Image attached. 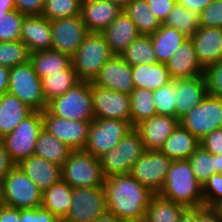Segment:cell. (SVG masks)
I'll list each match as a JSON object with an SVG mask.
<instances>
[{"label": "cell", "instance_id": "obj_54", "mask_svg": "<svg viewBox=\"0 0 222 222\" xmlns=\"http://www.w3.org/2000/svg\"><path fill=\"white\" fill-rule=\"evenodd\" d=\"M199 222H222V219L213 208L204 206L199 208Z\"/></svg>", "mask_w": 222, "mask_h": 222}, {"label": "cell", "instance_id": "obj_44", "mask_svg": "<svg viewBox=\"0 0 222 222\" xmlns=\"http://www.w3.org/2000/svg\"><path fill=\"white\" fill-rule=\"evenodd\" d=\"M207 94L222 100V60L204 69Z\"/></svg>", "mask_w": 222, "mask_h": 222}, {"label": "cell", "instance_id": "obj_26", "mask_svg": "<svg viewBox=\"0 0 222 222\" xmlns=\"http://www.w3.org/2000/svg\"><path fill=\"white\" fill-rule=\"evenodd\" d=\"M199 147L200 140L179 123L160 151L170 160L176 161L188 159Z\"/></svg>", "mask_w": 222, "mask_h": 222}, {"label": "cell", "instance_id": "obj_45", "mask_svg": "<svg viewBox=\"0 0 222 222\" xmlns=\"http://www.w3.org/2000/svg\"><path fill=\"white\" fill-rule=\"evenodd\" d=\"M204 206L212 208L222 200V174H213L203 184Z\"/></svg>", "mask_w": 222, "mask_h": 222}, {"label": "cell", "instance_id": "obj_41", "mask_svg": "<svg viewBox=\"0 0 222 222\" xmlns=\"http://www.w3.org/2000/svg\"><path fill=\"white\" fill-rule=\"evenodd\" d=\"M176 79L153 91L156 115L176 117Z\"/></svg>", "mask_w": 222, "mask_h": 222}, {"label": "cell", "instance_id": "obj_50", "mask_svg": "<svg viewBox=\"0 0 222 222\" xmlns=\"http://www.w3.org/2000/svg\"><path fill=\"white\" fill-rule=\"evenodd\" d=\"M150 6V9L163 24L176 5V0H146Z\"/></svg>", "mask_w": 222, "mask_h": 222}, {"label": "cell", "instance_id": "obj_12", "mask_svg": "<svg viewBox=\"0 0 222 222\" xmlns=\"http://www.w3.org/2000/svg\"><path fill=\"white\" fill-rule=\"evenodd\" d=\"M172 160L160 150H146L133 165L130 174L152 193L159 194Z\"/></svg>", "mask_w": 222, "mask_h": 222}, {"label": "cell", "instance_id": "obj_38", "mask_svg": "<svg viewBox=\"0 0 222 222\" xmlns=\"http://www.w3.org/2000/svg\"><path fill=\"white\" fill-rule=\"evenodd\" d=\"M163 24L175 28L188 38H191L200 27L199 15L177 3Z\"/></svg>", "mask_w": 222, "mask_h": 222}, {"label": "cell", "instance_id": "obj_30", "mask_svg": "<svg viewBox=\"0 0 222 222\" xmlns=\"http://www.w3.org/2000/svg\"><path fill=\"white\" fill-rule=\"evenodd\" d=\"M150 36L157 56V62L161 64H166L177 48L188 39L180 31L164 24Z\"/></svg>", "mask_w": 222, "mask_h": 222}, {"label": "cell", "instance_id": "obj_14", "mask_svg": "<svg viewBox=\"0 0 222 222\" xmlns=\"http://www.w3.org/2000/svg\"><path fill=\"white\" fill-rule=\"evenodd\" d=\"M91 95L95 119H117L131 122L130 95L94 84Z\"/></svg>", "mask_w": 222, "mask_h": 222}, {"label": "cell", "instance_id": "obj_47", "mask_svg": "<svg viewBox=\"0 0 222 222\" xmlns=\"http://www.w3.org/2000/svg\"><path fill=\"white\" fill-rule=\"evenodd\" d=\"M21 222H60V219L43 207L20 209Z\"/></svg>", "mask_w": 222, "mask_h": 222}, {"label": "cell", "instance_id": "obj_49", "mask_svg": "<svg viewBox=\"0 0 222 222\" xmlns=\"http://www.w3.org/2000/svg\"><path fill=\"white\" fill-rule=\"evenodd\" d=\"M45 0H14L15 10L25 16L42 15Z\"/></svg>", "mask_w": 222, "mask_h": 222}, {"label": "cell", "instance_id": "obj_35", "mask_svg": "<svg viewBox=\"0 0 222 222\" xmlns=\"http://www.w3.org/2000/svg\"><path fill=\"white\" fill-rule=\"evenodd\" d=\"M186 209L185 206L156 194L150 200L144 222H179Z\"/></svg>", "mask_w": 222, "mask_h": 222}, {"label": "cell", "instance_id": "obj_32", "mask_svg": "<svg viewBox=\"0 0 222 222\" xmlns=\"http://www.w3.org/2000/svg\"><path fill=\"white\" fill-rule=\"evenodd\" d=\"M72 149L50 134L45 128L40 132L33 155L62 167Z\"/></svg>", "mask_w": 222, "mask_h": 222}, {"label": "cell", "instance_id": "obj_33", "mask_svg": "<svg viewBox=\"0 0 222 222\" xmlns=\"http://www.w3.org/2000/svg\"><path fill=\"white\" fill-rule=\"evenodd\" d=\"M123 10L135 23L141 35H152L162 25L146 0H131Z\"/></svg>", "mask_w": 222, "mask_h": 222}, {"label": "cell", "instance_id": "obj_22", "mask_svg": "<svg viewBox=\"0 0 222 222\" xmlns=\"http://www.w3.org/2000/svg\"><path fill=\"white\" fill-rule=\"evenodd\" d=\"M191 40L193 41L198 61L204 69L222 60L221 28L199 27L191 37Z\"/></svg>", "mask_w": 222, "mask_h": 222}, {"label": "cell", "instance_id": "obj_57", "mask_svg": "<svg viewBox=\"0 0 222 222\" xmlns=\"http://www.w3.org/2000/svg\"><path fill=\"white\" fill-rule=\"evenodd\" d=\"M93 222H124V221L119 219L113 213L106 212L97 219H95Z\"/></svg>", "mask_w": 222, "mask_h": 222}, {"label": "cell", "instance_id": "obj_61", "mask_svg": "<svg viewBox=\"0 0 222 222\" xmlns=\"http://www.w3.org/2000/svg\"><path fill=\"white\" fill-rule=\"evenodd\" d=\"M212 208L222 219V200L218 202L217 204H215Z\"/></svg>", "mask_w": 222, "mask_h": 222}, {"label": "cell", "instance_id": "obj_59", "mask_svg": "<svg viewBox=\"0 0 222 222\" xmlns=\"http://www.w3.org/2000/svg\"><path fill=\"white\" fill-rule=\"evenodd\" d=\"M216 173L222 174V154L215 155Z\"/></svg>", "mask_w": 222, "mask_h": 222}, {"label": "cell", "instance_id": "obj_63", "mask_svg": "<svg viewBox=\"0 0 222 222\" xmlns=\"http://www.w3.org/2000/svg\"><path fill=\"white\" fill-rule=\"evenodd\" d=\"M124 222H144V221H124Z\"/></svg>", "mask_w": 222, "mask_h": 222}, {"label": "cell", "instance_id": "obj_1", "mask_svg": "<svg viewBox=\"0 0 222 222\" xmlns=\"http://www.w3.org/2000/svg\"><path fill=\"white\" fill-rule=\"evenodd\" d=\"M103 186L107 212L122 221H144L154 193L130 173L105 178Z\"/></svg>", "mask_w": 222, "mask_h": 222}, {"label": "cell", "instance_id": "obj_56", "mask_svg": "<svg viewBox=\"0 0 222 222\" xmlns=\"http://www.w3.org/2000/svg\"><path fill=\"white\" fill-rule=\"evenodd\" d=\"M179 222H199V208H187L181 215Z\"/></svg>", "mask_w": 222, "mask_h": 222}, {"label": "cell", "instance_id": "obj_23", "mask_svg": "<svg viewBox=\"0 0 222 222\" xmlns=\"http://www.w3.org/2000/svg\"><path fill=\"white\" fill-rule=\"evenodd\" d=\"M172 79L191 78L204 74L191 38L186 39L165 64Z\"/></svg>", "mask_w": 222, "mask_h": 222}, {"label": "cell", "instance_id": "obj_11", "mask_svg": "<svg viewBox=\"0 0 222 222\" xmlns=\"http://www.w3.org/2000/svg\"><path fill=\"white\" fill-rule=\"evenodd\" d=\"M179 123L198 140L222 128V100L207 94Z\"/></svg>", "mask_w": 222, "mask_h": 222}, {"label": "cell", "instance_id": "obj_5", "mask_svg": "<svg viewBox=\"0 0 222 222\" xmlns=\"http://www.w3.org/2000/svg\"><path fill=\"white\" fill-rule=\"evenodd\" d=\"M62 180L74 188L104 187V176L98 157L85 150H72L61 167Z\"/></svg>", "mask_w": 222, "mask_h": 222}, {"label": "cell", "instance_id": "obj_39", "mask_svg": "<svg viewBox=\"0 0 222 222\" xmlns=\"http://www.w3.org/2000/svg\"><path fill=\"white\" fill-rule=\"evenodd\" d=\"M30 51L21 40L0 42V65L12 68L30 61Z\"/></svg>", "mask_w": 222, "mask_h": 222}, {"label": "cell", "instance_id": "obj_58", "mask_svg": "<svg viewBox=\"0 0 222 222\" xmlns=\"http://www.w3.org/2000/svg\"><path fill=\"white\" fill-rule=\"evenodd\" d=\"M15 10L14 0H0V12H11Z\"/></svg>", "mask_w": 222, "mask_h": 222}, {"label": "cell", "instance_id": "obj_19", "mask_svg": "<svg viewBox=\"0 0 222 222\" xmlns=\"http://www.w3.org/2000/svg\"><path fill=\"white\" fill-rule=\"evenodd\" d=\"M178 124L176 117L154 115L141 121L134 129L140 134L146 150H160Z\"/></svg>", "mask_w": 222, "mask_h": 222}, {"label": "cell", "instance_id": "obj_3", "mask_svg": "<svg viewBox=\"0 0 222 222\" xmlns=\"http://www.w3.org/2000/svg\"><path fill=\"white\" fill-rule=\"evenodd\" d=\"M113 55L102 33L89 32L71 57V63L80 80L93 81Z\"/></svg>", "mask_w": 222, "mask_h": 222}, {"label": "cell", "instance_id": "obj_9", "mask_svg": "<svg viewBox=\"0 0 222 222\" xmlns=\"http://www.w3.org/2000/svg\"><path fill=\"white\" fill-rule=\"evenodd\" d=\"M1 181L4 205L17 209L41 207L42 191L17 165Z\"/></svg>", "mask_w": 222, "mask_h": 222}, {"label": "cell", "instance_id": "obj_4", "mask_svg": "<svg viewBox=\"0 0 222 222\" xmlns=\"http://www.w3.org/2000/svg\"><path fill=\"white\" fill-rule=\"evenodd\" d=\"M47 110L54 116L79 121H93L91 81H80L62 96L48 102Z\"/></svg>", "mask_w": 222, "mask_h": 222}, {"label": "cell", "instance_id": "obj_52", "mask_svg": "<svg viewBox=\"0 0 222 222\" xmlns=\"http://www.w3.org/2000/svg\"><path fill=\"white\" fill-rule=\"evenodd\" d=\"M0 222H21L20 209L6 205L0 206Z\"/></svg>", "mask_w": 222, "mask_h": 222}, {"label": "cell", "instance_id": "obj_40", "mask_svg": "<svg viewBox=\"0 0 222 222\" xmlns=\"http://www.w3.org/2000/svg\"><path fill=\"white\" fill-rule=\"evenodd\" d=\"M196 179L203 185L209 177L216 174L215 155L201 146L187 159Z\"/></svg>", "mask_w": 222, "mask_h": 222}, {"label": "cell", "instance_id": "obj_8", "mask_svg": "<svg viewBox=\"0 0 222 222\" xmlns=\"http://www.w3.org/2000/svg\"><path fill=\"white\" fill-rule=\"evenodd\" d=\"M44 128L41 111H34L22 120L3 141L11 160L17 165L20 161L33 155L40 132Z\"/></svg>", "mask_w": 222, "mask_h": 222}, {"label": "cell", "instance_id": "obj_16", "mask_svg": "<svg viewBox=\"0 0 222 222\" xmlns=\"http://www.w3.org/2000/svg\"><path fill=\"white\" fill-rule=\"evenodd\" d=\"M52 49L72 57L89 33L80 15L51 21Z\"/></svg>", "mask_w": 222, "mask_h": 222}, {"label": "cell", "instance_id": "obj_20", "mask_svg": "<svg viewBox=\"0 0 222 222\" xmlns=\"http://www.w3.org/2000/svg\"><path fill=\"white\" fill-rule=\"evenodd\" d=\"M207 95L204 75L176 79V118L180 121Z\"/></svg>", "mask_w": 222, "mask_h": 222}, {"label": "cell", "instance_id": "obj_21", "mask_svg": "<svg viewBox=\"0 0 222 222\" xmlns=\"http://www.w3.org/2000/svg\"><path fill=\"white\" fill-rule=\"evenodd\" d=\"M20 40L28 47L30 53L51 49V21L42 15L24 16Z\"/></svg>", "mask_w": 222, "mask_h": 222}, {"label": "cell", "instance_id": "obj_43", "mask_svg": "<svg viewBox=\"0 0 222 222\" xmlns=\"http://www.w3.org/2000/svg\"><path fill=\"white\" fill-rule=\"evenodd\" d=\"M24 16L16 10L0 12V42L20 40Z\"/></svg>", "mask_w": 222, "mask_h": 222}, {"label": "cell", "instance_id": "obj_36", "mask_svg": "<svg viewBox=\"0 0 222 222\" xmlns=\"http://www.w3.org/2000/svg\"><path fill=\"white\" fill-rule=\"evenodd\" d=\"M130 66L153 64L157 56L150 35H140L120 55Z\"/></svg>", "mask_w": 222, "mask_h": 222}, {"label": "cell", "instance_id": "obj_60", "mask_svg": "<svg viewBox=\"0 0 222 222\" xmlns=\"http://www.w3.org/2000/svg\"><path fill=\"white\" fill-rule=\"evenodd\" d=\"M109 1H111L113 4L118 5L121 9H124L131 0H109Z\"/></svg>", "mask_w": 222, "mask_h": 222}, {"label": "cell", "instance_id": "obj_27", "mask_svg": "<svg viewBox=\"0 0 222 222\" xmlns=\"http://www.w3.org/2000/svg\"><path fill=\"white\" fill-rule=\"evenodd\" d=\"M34 110L23 103L18 97L10 93L0 96V139L22 121L30 116Z\"/></svg>", "mask_w": 222, "mask_h": 222}, {"label": "cell", "instance_id": "obj_25", "mask_svg": "<svg viewBox=\"0 0 222 222\" xmlns=\"http://www.w3.org/2000/svg\"><path fill=\"white\" fill-rule=\"evenodd\" d=\"M101 33L104 35L106 43L114 55H121L141 35L135 23L124 10Z\"/></svg>", "mask_w": 222, "mask_h": 222}, {"label": "cell", "instance_id": "obj_28", "mask_svg": "<svg viewBox=\"0 0 222 222\" xmlns=\"http://www.w3.org/2000/svg\"><path fill=\"white\" fill-rule=\"evenodd\" d=\"M131 75L135 89L142 88L151 91H155L173 80L165 64L159 62L133 65Z\"/></svg>", "mask_w": 222, "mask_h": 222}, {"label": "cell", "instance_id": "obj_13", "mask_svg": "<svg viewBox=\"0 0 222 222\" xmlns=\"http://www.w3.org/2000/svg\"><path fill=\"white\" fill-rule=\"evenodd\" d=\"M107 212L104 187H81L72 191V203L64 222H93Z\"/></svg>", "mask_w": 222, "mask_h": 222}, {"label": "cell", "instance_id": "obj_42", "mask_svg": "<svg viewBox=\"0 0 222 222\" xmlns=\"http://www.w3.org/2000/svg\"><path fill=\"white\" fill-rule=\"evenodd\" d=\"M82 0H45L42 16L50 21L80 15Z\"/></svg>", "mask_w": 222, "mask_h": 222}, {"label": "cell", "instance_id": "obj_55", "mask_svg": "<svg viewBox=\"0 0 222 222\" xmlns=\"http://www.w3.org/2000/svg\"><path fill=\"white\" fill-rule=\"evenodd\" d=\"M10 69L0 65V96L8 93Z\"/></svg>", "mask_w": 222, "mask_h": 222}, {"label": "cell", "instance_id": "obj_31", "mask_svg": "<svg viewBox=\"0 0 222 222\" xmlns=\"http://www.w3.org/2000/svg\"><path fill=\"white\" fill-rule=\"evenodd\" d=\"M30 62L40 79L50 73L67 70L72 65L69 55L52 48L31 53Z\"/></svg>", "mask_w": 222, "mask_h": 222}, {"label": "cell", "instance_id": "obj_46", "mask_svg": "<svg viewBox=\"0 0 222 222\" xmlns=\"http://www.w3.org/2000/svg\"><path fill=\"white\" fill-rule=\"evenodd\" d=\"M199 25L222 29V0H213L201 11Z\"/></svg>", "mask_w": 222, "mask_h": 222}, {"label": "cell", "instance_id": "obj_7", "mask_svg": "<svg viewBox=\"0 0 222 222\" xmlns=\"http://www.w3.org/2000/svg\"><path fill=\"white\" fill-rule=\"evenodd\" d=\"M8 93L18 97L34 111L47 109L41 80L30 61L10 68Z\"/></svg>", "mask_w": 222, "mask_h": 222}, {"label": "cell", "instance_id": "obj_10", "mask_svg": "<svg viewBox=\"0 0 222 222\" xmlns=\"http://www.w3.org/2000/svg\"><path fill=\"white\" fill-rule=\"evenodd\" d=\"M134 127L131 122L117 119H94L89 127L85 151L100 157L118 145Z\"/></svg>", "mask_w": 222, "mask_h": 222}, {"label": "cell", "instance_id": "obj_6", "mask_svg": "<svg viewBox=\"0 0 222 222\" xmlns=\"http://www.w3.org/2000/svg\"><path fill=\"white\" fill-rule=\"evenodd\" d=\"M145 151L140 134L132 129L117 146L99 157L104 178L130 173L137 159Z\"/></svg>", "mask_w": 222, "mask_h": 222}, {"label": "cell", "instance_id": "obj_2", "mask_svg": "<svg viewBox=\"0 0 222 222\" xmlns=\"http://www.w3.org/2000/svg\"><path fill=\"white\" fill-rule=\"evenodd\" d=\"M158 195L186 208L204 207L203 185L196 179L187 159L172 161Z\"/></svg>", "mask_w": 222, "mask_h": 222}, {"label": "cell", "instance_id": "obj_53", "mask_svg": "<svg viewBox=\"0 0 222 222\" xmlns=\"http://www.w3.org/2000/svg\"><path fill=\"white\" fill-rule=\"evenodd\" d=\"M213 0H176L177 4L200 15L201 11Z\"/></svg>", "mask_w": 222, "mask_h": 222}, {"label": "cell", "instance_id": "obj_34", "mask_svg": "<svg viewBox=\"0 0 222 222\" xmlns=\"http://www.w3.org/2000/svg\"><path fill=\"white\" fill-rule=\"evenodd\" d=\"M40 80L47 103L56 97L62 96L81 81L72 65L67 70L50 73Z\"/></svg>", "mask_w": 222, "mask_h": 222}, {"label": "cell", "instance_id": "obj_29", "mask_svg": "<svg viewBox=\"0 0 222 222\" xmlns=\"http://www.w3.org/2000/svg\"><path fill=\"white\" fill-rule=\"evenodd\" d=\"M73 188L62 179L42 192L41 207L49 210L62 220L72 203Z\"/></svg>", "mask_w": 222, "mask_h": 222}, {"label": "cell", "instance_id": "obj_18", "mask_svg": "<svg viewBox=\"0 0 222 222\" xmlns=\"http://www.w3.org/2000/svg\"><path fill=\"white\" fill-rule=\"evenodd\" d=\"M122 11L109 0H82L80 17L88 32L101 33Z\"/></svg>", "mask_w": 222, "mask_h": 222}, {"label": "cell", "instance_id": "obj_24", "mask_svg": "<svg viewBox=\"0 0 222 222\" xmlns=\"http://www.w3.org/2000/svg\"><path fill=\"white\" fill-rule=\"evenodd\" d=\"M17 166L42 192L62 179L61 166L36 155L23 159Z\"/></svg>", "mask_w": 222, "mask_h": 222}, {"label": "cell", "instance_id": "obj_17", "mask_svg": "<svg viewBox=\"0 0 222 222\" xmlns=\"http://www.w3.org/2000/svg\"><path fill=\"white\" fill-rule=\"evenodd\" d=\"M92 82L98 86L129 95L135 89L131 66L120 55H113L100 68L98 75Z\"/></svg>", "mask_w": 222, "mask_h": 222}, {"label": "cell", "instance_id": "obj_51", "mask_svg": "<svg viewBox=\"0 0 222 222\" xmlns=\"http://www.w3.org/2000/svg\"><path fill=\"white\" fill-rule=\"evenodd\" d=\"M15 163L11 160L3 141L0 139V180H2L14 167Z\"/></svg>", "mask_w": 222, "mask_h": 222}, {"label": "cell", "instance_id": "obj_15", "mask_svg": "<svg viewBox=\"0 0 222 222\" xmlns=\"http://www.w3.org/2000/svg\"><path fill=\"white\" fill-rule=\"evenodd\" d=\"M44 128L72 150H84L88 141L91 121L62 119L47 109L42 111Z\"/></svg>", "mask_w": 222, "mask_h": 222}, {"label": "cell", "instance_id": "obj_48", "mask_svg": "<svg viewBox=\"0 0 222 222\" xmlns=\"http://www.w3.org/2000/svg\"><path fill=\"white\" fill-rule=\"evenodd\" d=\"M200 146L213 155L222 154V128L215 129L200 140Z\"/></svg>", "mask_w": 222, "mask_h": 222}, {"label": "cell", "instance_id": "obj_62", "mask_svg": "<svg viewBox=\"0 0 222 222\" xmlns=\"http://www.w3.org/2000/svg\"><path fill=\"white\" fill-rule=\"evenodd\" d=\"M0 205H4L3 192H2V181L0 180Z\"/></svg>", "mask_w": 222, "mask_h": 222}, {"label": "cell", "instance_id": "obj_37", "mask_svg": "<svg viewBox=\"0 0 222 222\" xmlns=\"http://www.w3.org/2000/svg\"><path fill=\"white\" fill-rule=\"evenodd\" d=\"M131 125L135 127L141 121L156 115L153 101V91L147 89H134L130 94Z\"/></svg>", "mask_w": 222, "mask_h": 222}]
</instances>
